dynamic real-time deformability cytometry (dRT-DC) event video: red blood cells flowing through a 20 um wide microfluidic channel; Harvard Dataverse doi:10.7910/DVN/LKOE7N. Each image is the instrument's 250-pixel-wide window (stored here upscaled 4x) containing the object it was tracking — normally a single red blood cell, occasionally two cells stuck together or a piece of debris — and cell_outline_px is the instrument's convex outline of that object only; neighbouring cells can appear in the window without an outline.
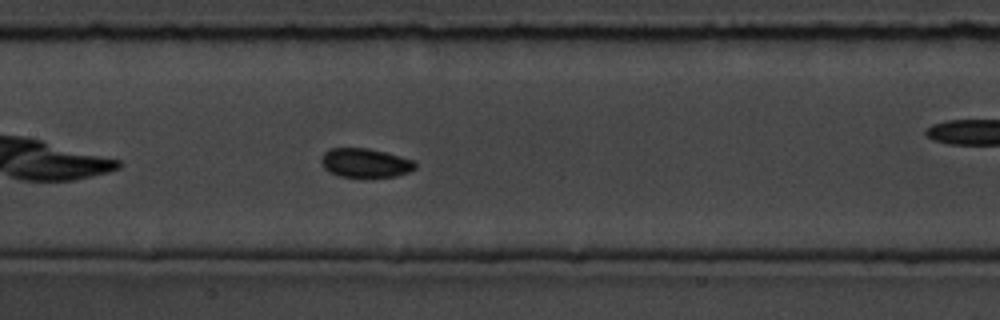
{"species": "common noctule bat (a hibernating species)", "species_latin": "Nyctalus noctula", "temperature_condition": "room temperature", "stored_images_in_passage": 41, "camera_frame_rate_fps": 3000, "um_per_image_px": 0.085, "animal": {"sex": "male", "body_mass_g": 19.5, "forearm_length_mm": 54.6}, "frame": {"image": 1, "passage_image": 12, "time_ms": 3.667, "image_size_px": [1000, 320], "cell_outline_px": [[416, 168], [408, 172], [396, 176], [364, 180], [340, 176], [328, 172], [324, 168], [320, 160], [324, 152], [332, 148], [368, 148], [384, 152], [412, 160], [416, 164]], "centroid_in_image_um": [31.02, 13.9], "position_along_channel_um": 176.4, "area_um2": 16.42}, "authors_computed_cell_mechanics": {"area_um2": 15.9528, "velocity_mm_per_s": 3.7336, "shape_relaxation_time_tau1_ms": 10.4741, "shape_relaxation_time_tau2_ms": 2.5627, "deformation_change_tau1": 0.2941, "deformation_change_tau2": 0.0458}}